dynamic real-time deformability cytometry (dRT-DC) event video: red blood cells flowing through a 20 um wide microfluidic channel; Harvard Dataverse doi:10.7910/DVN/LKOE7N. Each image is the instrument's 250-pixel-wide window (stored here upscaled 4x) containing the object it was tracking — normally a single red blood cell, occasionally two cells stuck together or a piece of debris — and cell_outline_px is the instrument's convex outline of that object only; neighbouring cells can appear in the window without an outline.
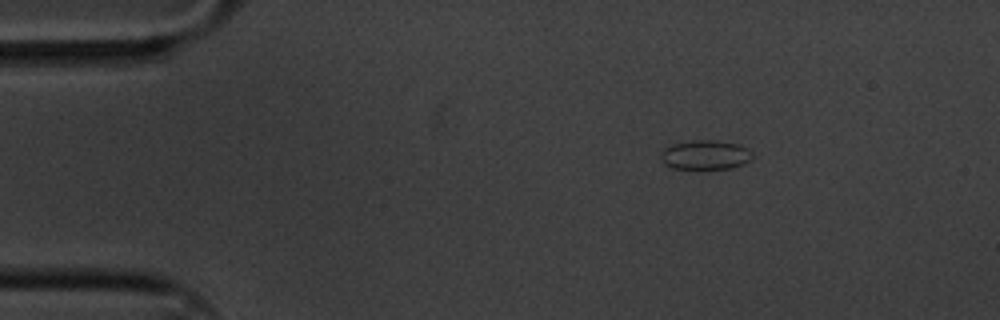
{"species": "common noctule bat (a hibernating species)", "species_latin": "Nyctalus noctula", "temperature_condition": "cold", "stored_images_in_passage": 3, "camera_frame_rate_fps": 3000, "um_per_image_px": 0.085, "animal": {"sex": "male", "body_mass_g": 20.1, "forearm_length_mm": 53.5}, "frame": {"image": 1, "passage_image": 3, "time_ms": 0.667, "image_size_px": [1000, 320], "cell_outline_px": [[752, 156], [744, 164], [728, 168], [700, 172], [672, 168], [664, 164], [660, 152], [664, 148], [676, 144], [692, 140], [712, 140], [736, 144], [748, 148], [752, 152]], "centroid_in_image_um": [59.92, 13.22], "position_along_channel_um": 25.1, "area_um2": 16.13}}